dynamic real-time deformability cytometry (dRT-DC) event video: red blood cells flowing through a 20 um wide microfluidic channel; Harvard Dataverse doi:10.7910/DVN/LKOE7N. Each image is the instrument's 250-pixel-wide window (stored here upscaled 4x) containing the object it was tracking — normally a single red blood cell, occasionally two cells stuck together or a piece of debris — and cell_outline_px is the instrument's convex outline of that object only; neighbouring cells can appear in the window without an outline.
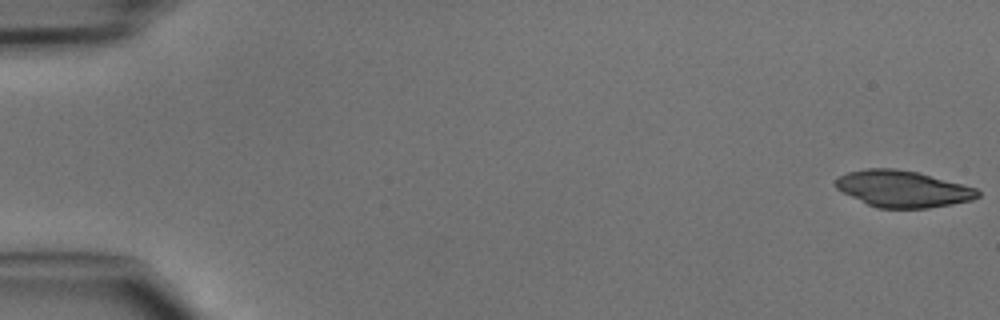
{"species": "common noctule bat (a hibernating species)", "species_latin": "Nyctalus noctula", "temperature_condition": "cold", "stored_images_in_passage": 15, "camera_frame_rate_fps": 3000, "um_per_image_px": 0.085, "animal": {"sex": "male", "body_mass_g": 15.6}, "frame": {"image": 1, "passage_image": 1, "time_ms": 0.0, "image_size_px": [1000, 320], "cell_outline_px": [[980, 196], [972, 200], [952, 204], [928, 208], [876, 208], [836, 188], [832, 184], [840, 176], [848, 172], [868, 168], [892, 168], [916, 172], [976, 188], [980, 192]], "centroid_in_image_um": [76.73, 16.06], "position_along_channel_um": 8.3, "area_um2": 29.94}}